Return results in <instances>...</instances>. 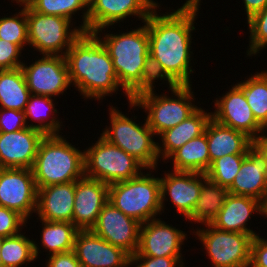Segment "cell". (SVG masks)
<instances>
[{"label": "cell", "mask_w": 267, "mask_h": 267, "mask_svg": "<svg viewBox=\"0 0 267 267\" xmlns=\"http://www.w3.org/2000/svg\"><path fill=\"white\" fill-rule=\"evenodd\" d=\"M200 4L185 2L174 12L157 14L144 21L149 36V55L154 57L178 85L190 84L191 33ZM193 30V31H192Z\"/></svg>", "instance_id": "1"}, {"label": "cell", "mask_w": 267, "mask_h": 267, "mask_svg": "<svg viewBox=\"0 0 267 267\" xmlns=\"http://www.w3.org/2000/svg\"><path fill=\"white\" fill-rule=\"evenodd\" d=\"M65 58L71 83L83 98L103 100L121 87L109 52L94 33L83 32Z\"/></svg>", "instance_id": "2"}, {"label": "cell", "mask_w": 267, "mask_h": 267, "mask_svg": "<svg viewBox=\"0 0 267 267\" xmlns=\"http://www.w3.org/2000/svg\"><path fill=\"white\" fill-rule=\"evenodd\" d=\"M32 172L38 189L77 181L84 176V152L59 134L45 135Z\"/></svg>", "instance_id": "3"}, {"label": "cell", "mask_w": 267, "mask_h": 267, "mask_svg": "<svg viewBox=\"0 0 267 267\" xmlns=\"http://www.w3.org/2000/svg\"><path fill=\"white\" fill-rule=\"evenodd\" d=\"M144 24L129 32L104 34L103 39L98 37L109 52L118 82L126 96L140 82L149 55V36Z\"/></svg>", "instance_id": "4"}, {"label": "cell", "mask_w": 267, "mask_h": 267, "mask_svg": "<svg viewBox=\"0 0 267 267\" xmlns=\"http://www.w3.org/2000/svg\"><path fill=\"white\" fill-rule=\"evenodd\" d=\"M109 185L108 200L125 215L143 224L162 211L160 179L147 172Z\"/></svg>", "instance_id": "5"}, {"label": "cell", "mask_w": 267, "mask_h": 267, "mask_svg": "<svg viewBox=\"0 0 267 267\" xmlns=\"http://www.w3.org/2000/svg\"><path fill=\"white\" fill-rule=\"evenodd\" d=\"M109 109L111 126L106 127L101 136L134 157L146 169L156 170L159 160L158 142H154L155 134L147 120L144 119L146 122L141 126L115 107Z\"/></svg>", "instance_id": "6"}, {"label": "cell", "mask_w": 267, "mask_h": 267, "mask_svg": "<svg viewBox=\"0 0 267 267\" xmlns=\"http://www.w3.org/2000/svg\"><path fill=\"white\" fill-rule=\"evenodd\" d=\"M191 86L178 85L171 89L174 98L173 95L171 98L165 94L155 95L154 91L147 92L130 101L129 105L145 109L148 112L146 120L149 127L155 135H160L186 120L199 108L191 103L195 99Z\"/></svg>", "instance_id": "7"}, {"label": "cell", "mask_w": 267, "mask_h": 267, "mask_svg": "<svg viewBox=\"0 0 267 267\" xmlns=\"http://www.w3.org/2000/svg\"><path fill=\"white\" fill-rule=\"evenodd\" d=\"M84 152V176L108 185L139 176L146 168L134 157L100 136Z\"/></svg>", "instance_id": "8"}, {"label": "cell", "mask_w": 267, "mask_h": 267, "mask_svg": "<svg viewBox=\"0 0 267 267\" xmlns=\"http://www.w3.org/2000/svg\"><path fill=\"white\" fill-rule=\"evenodd\" d=\"M71 22L68 18L61 16L35 12L27 5L29 45L42 55L65 57L72 43L83 33L77 27L70 29Z\"/></svg>", "instance_id": "9"}, {"label": "cell", "mask_w": 267, "mask_h": 267, "mask_svg": "<svg viewBox=\"0 0 267 267\" xmlns=\"http://www.w3.org/2000/svg\"><path fill=\"white\" fill-rule=\"evenodd\" d=\"M204 226L207 228L193 233L198 235L214 267H249L251 235L219 230L211 224Z\"/></svg>", "instance_id": "10"}, {"label": "cell", "mask_w": 267, "mask_h": 267, "mask_svg": "<svg viewBox=\"0 0 267 267\" xmlns=\"http://www.w3.org/2000/svg\"><path fill=\"white\" fill-rule=\"evenodd\" d=\"M31 95L54 97L71 86L66 58L61 55H43L31 65L21 66Z\"/></svg>", "instance_id": "11"}, {"label": "cell", "mask_w": 267, "mask_h": 267, "mask_svg": "<svg viewBox=\"0 0 267 267\" xmlns=\"http://www.w3.org/2000/svg\"><path fill=\"white\" fill-rule=\"evenodd\" d=\"M37 196L32 169L0 168V206L17 211L28 220L36 213Z\"/></svg>", "instance_id": "12"}, {"label": "cell", "mask_w": 267, "mask_h": 267, "mask_svg": "<svg viewBox=\"0 0 267 267\" xmlns=\"http://www.w3.org/2000/svg\"><path fill=\"white\" fill-rule=\"evenodd\" d=\"M160 4L154 0H89L87 32L100 35L103 29L134 15L144 21Z\"/></svg>", "instance_id": "13"}, {"label": "cell", "mask_w": 267, "mask_h": 267, "mask_svg": "<svg viewBox=\"0 0 267 267\" xmlns=\"http://www.w3.org/2000/svg\"><path fill=\"white\" fill-rule=\"evenodd\" d=\"M140 226L141 223L125 215L108 200L91 231L133 256L139 244Z\"/></svg>", "instance_id": "14"}, {"label": "cell", "mask_w": 267, "mask_h": 267, "mask_svg": "<svg viewBox=\"0 0 267 267\" xmlns=\"http://www.w3.org/2000/svg\"><path fill=\"white\" fill-rule=\"evenodd\" d=\"M215 101L212 119L217 123L243 132L253 141L262 135L263 127L255 119L244 91L237 84Z\"/></svg>", "instance_id": "15"}, {"label": "cell", "mask_w": 267, "mask_h": 267, "mask_svg": "<svg viewBox=\"0 0 267 267\" xmlns=\"http://www.w3.org/2000/svg\"><path fill=\"white\" fill-rule=\"evenodd\" d=\"M164 176L159 178L162 210L164 211L165 195L168 194L176 211L184 215L185 219H189L199 198L202 184L207 179L206 174L169 171L165 172Z\"/></svg>", "instance_id": "16"}, {"label": "cell", "mask_w": 267, "mask_h": 267, "mask_svg": "<svg viewBox=\"0 0 267 267\" xmlns=\"http://www.w3.org/2000/svg\"><path fill=\"white\" fill-rule=\"evenodd\" d=\"M187 234L154 218L141 224L139 244L133 256L168 257L182 256L181 245Z\"/></svg>", "instance_id": "17"}, {"label": "cell", "mask_w": 267, "mask_h": 267, "mask_svg": "<svg viewBox=\"0 0 267 267\" xmlns=\"http://www.w3.org/2000/svg\"><path fill=\"white\" fill-rule=\"evenodd\" d=\"M74 252L83 267H128L131 256L93 233L79 230L75 237Z\"/></svg>", "instance_id": "18"}, {"label": "cell", "mask_w": 267, "mask_h": 267, "mask_svg": "<svg viewBox=\"0 0 267 267\" xmlns=\"http://www.w3.org/2000/svg\"><path fill=\"white\" fill-rule=\"evenodd\" d=\"M45 134L32 127L0 132V168L32 169Z\"/></svg>", "instance_id": "19"}, {"label": "cell", "mask_w": 267, "mask_h": 267, "mask_svg": "<svg viewBox=\"0 0 267 267\" xmlns=\"http://www.w3.org/2000/svg\"><path fill=\"white\" fill-rule=\"evenodd\" d=\"M108 197L107 183L86 176L78 179L75 183L72 223L79 230H91Z\"/></svg>", "instance_id": "20"}, {"label": "cell", "mask_w": 267, "mask_h": 267, "mask_svg": "<svg viewBox=\"0 0 267 267\" xmlns=\"http://www.w3.org/2000/svg\"><path fill=\"white\" fill-rule=\"evenodd\" d=\"M234 195L249 196L263 204L267 199V169L264 157L252 146L244 157L239 172L228 188Z\"/></svg>", "instance_id": "21"}, {"label": "cell", "mask_w": 267, "mask_h": 267, "mask_svg": "<svg viewBox=\"0 0 267 267\" xmlns=\"http://www.w3.org/2000/svg\"><path fill=\"white\" fill-rule=\"evenodd\" d=\"M254 212L263 215V203L261 201L253 197L229 193L225 204L211 225L219 230L245 233L254 238L257 234L246 226Z\"/></svg>", "instance_id": "22"}, {"label": "cell", "mask_w": 267, "mask_h": 267, "mask_svg": "<svg viewBox=\"0 0 267 267\" xmlns=\"http://www.w3.org/2000/svg\"><path fill=\"white\" fill-rule=\"evenodd\" d=\"M75 183L72 181L38 189L36 212L40 220L72 222Z\"/></svg>", "instance_id": "23"}, {"label": "cell", "mask_w": 267, "mask_h": 267, "mask_svg": "<svg viewBox=\"0 0 267 267\" xmlns=\"http://www.w3.org/2000/svg\"><path fill=\"white\" fill-rule=\"evenodd\" d=\"M211 118L212 112L207 113L199 107L186 120L162 132L159 136L161 137L163 146L157 143L159 158H163L165 162L174 151L182 147L185 143L205 133L206 126Z\"/></svg>", "instance_id": "24"}, {"label": "cell", "mask_w": 267, "mask_h": 267, "mask_svg": "<svg viewBox=\"0 0 267 267\" xmlns=\"http://www.w3.org/2000/svg\"><path fill=\"white\" fill-rule=\"evenodd\" d=\"M211 163L229 154H247L253 146V140L243 132L221 125L214 119L208 122L205 129Z\"/></svg>", "instance_id": "25"}, {"label": "cell", "mask_w": 267, "mask_h": 267, "mask_svg": "<svg viewBox=\"0 0 267 267\" xmlns=\"http://www.w3.org/2000/svg\"><path fill=\"white\" fill-rule=\"evenodd\" d=\"M169 158L173 160L172 171L206 173L210 168L206 133L185 143L174 151Z\"/></svg>", "instance_id": "26"}, {"label": "cell", "mask_w": 267, "mask_h": 267, "mask_svg": "<svg viewBox=\"0 0 267 267\" xmlns=\"http://www.w3.org/2000/svg\"><path fill=\"white\" fill-rule=\"evenodd\" d=\"M30 95L21 67L0 70V108L24 112Z\"/></svg>", "instance_id": "27"}, {"label": "cell", "mask_w": 267, "mask_h": 267, "mask_svg": "<svg viewBox=\"0 0 267 267\" xmlns=\"http://www.w3.org/2000/svg\"><path fill=\"white\" fill-rule=\"evenodd\" d=\"M229 191L207 178L201 187L197 203L188 219L195 223L211 224L225 204Z\"/></svg>", "instance_id": "28"}, {"label": "cell", "mask_w": 267, "mask_h": 267, "mask_svg": "<svg viewBox=\"0 0 267 267\" xmlns=\"http://www.w3.org/2000/svg\"><path fill=\"white\" fill-rule=\"evenodd\" d=\"M41 221V244L44 249L49 250L48 255L74 250L75 237L79 229L72 222Z\"/></svg>", "instance_id": "29"}, {"label": "cell", "mask_w": 267, "mask_h": 267, "mask_svg": "<svg viewBox=\"0 0 267 267\" xmlns=\"http://www.w3.org/2000/svg\"><path fill=\"white\" fill-rule=\"evenodd\" d=\"M38 244L21 232L3 238L1 246L2 267H21L22 264L36 260L39 256Z\"/></svg>", "instance_id": "30"}, {"label": "cell", "mask_w": 267, "mask_h": 267, "mask_svg": "<svg viewBox=\"0 0 267 267\" xmlns=\"http://www.w3.org/2000/svg\"><path fill=\"white\" fill-rule=\"evenodd\" d=\"M53 101L54 100L51 97L30 95L24 110L26 124L28 123V118L32 119V121L34 120V122L37 120L39 124L36 125L35 123L34 125L32 123L29 124L30 127L43 132L45 135L60 134L59 131L61 130L60 126H62V121L60 122L58 119L56 120V117L54 116L48 121L46 117L49 113L51 115L58 113L55 109V104H53ZM45 110H48V113L44 112Z\"/></svg>", "instance_id": "31"}, {"label": "cell", "mask_w": 267, "mask_h": 267, "mask_svg": "<svg viewBox=\"0 0 267 267\" xmlns=\"http://www.w3.org/2000/svg\"><path fill=\"white\" fill-rule=\"evenodd\" d=\"M237 85L244 91L255 119L263 127L267 123V71L257 72Z\"/></svg>", "instance_id": "32"}, {"label": "cell", "mask_w": 267, "mask_h": 267, "mask_svg": "<svg viewBox=\"0 0 267 267\" xmlns=\"http://www.w3.org/2000/svg\"><path fill=\"white\" fill-rule=\"evenodd\" d=\"M27 5L35 12L45 15H56L72 20V15L83 10V24L78 29L87 32L89 0H30ZM86 7V8H85ZM84 8V9H83Z\"/></svg>", "instance_id": "33"}, {"label": "cell", "mask_w": 267, "mask_h": 267, "mask_svg": "<svg viewBox=\"0 0 267 267\" xmlns=\"http://www.w3.org/2000/svg\"><path fill=\"white\" fill-rule=\"evenodd\" d=\"M159 78L167 81L170 90L178 86V84L166 73L162 65L154 57L148 55L144 63L140 82L127 94L128 102L134 101L144 93L154 91L153 82Z\"/></svg>", "instance_id": "34"}, {"label": "cell", "mask_w": 267, "mask_h": 267, "mask_svg": "<svg viewBox=\"0 0 267 267\" xmlns=\"http://www.w3.org/2000/svg\"><path fill=\"white\" fill-rule=\"evenodd\" d=\"M247 154H229L214 160L205 173L207 178L221 187L229 188L239 172L244 157Z\"/></svg>", "instance_id": "35"}, {"label": "cell", "mask_w": 267, "mask_h": 267, "mask_svg": "<svg viewBox=\"0 0 267 267\" xmlns=\"http://www.w3.org/2000/svg\"><path fill=\"white\" fill-rule=\"evenodd\" d=\"M14 16L0 18V39L19 45L22 49L28 41L27 4Z\"/></svg>", "instance_id": "36"}, {"label": "cell", "mask_w": 267, "mask_h": 267, "mask_svg": "<svg viewBox=\"0 0 267 267\" xmlns=\"http://www.w3.org/2000/svg\"><path fill=\"white\" fill-rule=\"evenodd\" d=\"M247 21L250 33V48L247 55L252 56L267 46V6Z\"/></svg>", "instance_id": "37"}, {"label": "cell", "mask_w": 267, "mask_h": 267, "mask_svg": "<svg viewBox=\"0 0 267 267\" xmlns=\"http://www.w3.org/2000/svg\"><path fill=\"white\" fill-rule=\"evenodd\" d=\"M27 220L17 211L0 206V236L10 237L20 233Z\"/></svg>", "instance_id": "38"}, {"label": "cell", "mask_w": 267, "mask_h": 267, "mask_svg": "<svg viewBox=\"0 0 267 267\" xmlns=\"http://www.w3.org/2000/svg\"><path fill=\"white\" fill-rule=\"evenodd\" d=\"M22 50L19 45L0 39V70L20 68L23 61L18 57Z\"/></svg>", "instance_id": "39"}, {"label": "cell", "mask_w": 267, "mask_h": 267, "mask_svg": "<svg viewBox=\"0 0 267 267\" xmlns=\"http://www.w3.org/2000/svg\"><path fill=\"white\" fill-rule=\"evenodd\" d=\"M30 127L23 111L0 108V132H15Z\"/></svg>", "instance_id": "40"}, {"label": "cell", "mask_w": 267, "mask_h": 267, "mask_svg": "<svg viewBox=\"0 0 267 267\" xmlns=\"http://www.w3.org/2000/svg\"><path fill=\"white\" fill-rule=\"evenodd\" d=\"M182 256L150 257V256H131L130 265L135 267H183ZM139 262V263H138Z\"/></svg>", "instance_id": "41"}, {"label": "cell", "mask_w": 267, "mask_h": 267, "mask_svg": "<svg viewBox=\"0 0 267 267\" xmlns=\"http://www.w3.org/2000/svg\"><path fill=\"white\" fill-rule=\"evenodd\" d=\"M249 267H267V239L256 235L251 243Z\"/></svg>", "instance_id": "42"}, {"label": "cell", "mask_w": 267, "mask_h": 267, "mask_svg": "<svg viewBox=\"0 0 267 267\" xmlns=\"http://www.w3.org/2000/svg\"><path fill=\"white\" fill-rule=\"evenodd\" d=\"M47 267H83L78 261L74 250L59 254H52L47 262Z\"/></svg>", "instance_id": "43"}, {"label": "cell", "mask_w": 267, "mask_h": 267, "mask_svg": "<svg viewBox=\"0 0 267 267\" xmlns=\"http://www.w3.org/2000/svg\"><path fill=\"white\" fill-rule=\"evenodd\" d=\"M247 20L254 14L262 11L267 6V0H243Z\"/></svg>", "instance_id": "44"}, {"label": "cell", "mask_w": 267, "mask_h": 267, "mask_svg": "<svg viewBox=\"0 0 267 267\" xmlns=\"http://www.w3.org/2000/svg\"><path fill=\"white\" fill-rule=\"evenodd\" d=\"M253 146L261 153L264 157L266 169H267V140L263 139L261 136L253 141Z\"/></svg>", "instance_id": "45"}, {"label": "cell", "mask_w": 267, "mask_h": 267, "mask_svg": "<svg viewBox=\"0 0 267 267\" xmlns=\"http://www.w3.org/2000/svg\"><path fill=\"white\" fill-rule=\"evenodd\" d=\"M267 131V123L263 126V131H262V135L261 137L265 140H267V134L264 135V133H266Z\"/></svg>", "instance_id": "46"}, {"label": "cell", "mask_w": 267, "mask_h": 267, "mask_svg": "<svg viewBox=\"0 0 267 267\" xmlns=\"http://www.w3.org/2000/svg\"><path fill=\"white\" fill-rule=\"evenodd\" d=\"M265 215V217L267 216V199L265 201V203L263 204V216Z\"/></svg>", "instance_id": "47"}, {"label": "cell", "mask_w": 267, "mask_h": 267, "mask_svg": "<svg viewBox=\"0 0 267 267\" xmlns=\"http://www.w3.org/2000/svg\"><path fill=\"white\" fill-rule=\"evenodd\" d=\"M14 1V0H13ZM16 3H18V5H24V4H27L30 0H15ZM20 3V4H19Z\"/></svg>", "instance_id": "48"}, {"label": "cell", "mask_w": 267, "mask_h": 267, "mask_svg": "<svg viewBox=\"0 0 267 267\" xmlns=\"http://www.w3.org/2000/svg\"><path fill=\"white\" fill-rule=\"evenodd\" d=\"M2 241H3V237L0 236V249H1V246H2ZM0 256H1V251H0ZM0 267H2L1 257H0Z\"/></svg>", "instance_id": "49"}, {"label": "cell", "mask_w": 267, "mask_h": 267, "mask_svg": "<svg viewBox=\"0 0 267 267\" xmlns=\"http://www.w3.org/2000/svg\"><path fill=\"white\" fill-rule=\"evenodd\" d=\"M186 2L200 4L201 0H186Z\"/></svg>", "instance_id": "50"}]
</instances>
